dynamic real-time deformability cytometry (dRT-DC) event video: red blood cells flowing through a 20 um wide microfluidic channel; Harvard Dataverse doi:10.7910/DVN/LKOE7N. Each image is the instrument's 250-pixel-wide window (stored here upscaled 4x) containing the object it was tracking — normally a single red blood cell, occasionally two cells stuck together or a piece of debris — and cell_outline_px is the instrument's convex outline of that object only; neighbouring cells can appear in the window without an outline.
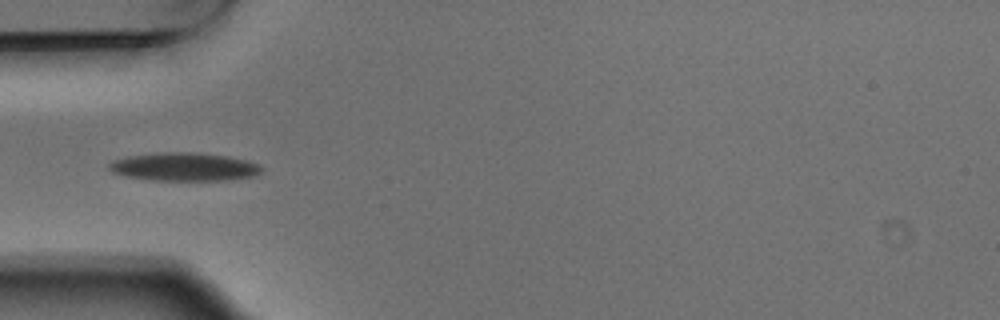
{"species": "Egyptian fruit bat (a non-hibernating species)", "species_latin": "Rousettus aegyptiacus", "temperature_condition": "warm", "stored_images_in_passage": 3, "camera_frame_rate_fps": 3000, "um_per_image_px": 0.085, "animal": {"sex": "male"}, "frame": {"image": 1, "passage_image": 3, "time_ms": 0.667, "image_size_px": [1000, 320], "cell_outline_px": [[264, 172], [252, 176], [228, 180], [152, 180], [124, 176], [112, 172], [108, 168], [108, 164], [112, 160], [124, 156], [160, 152], [200, 152], [228, 156], [248, 160], [260, 164], [264, 168]], "centroid_in_image_um": [15.66, 14.16], "position_along_channel_um": 69.3, "area_um2": 25.61}}